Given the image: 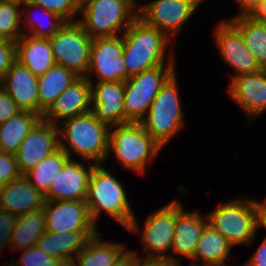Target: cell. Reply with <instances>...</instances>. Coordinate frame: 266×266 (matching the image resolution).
<instances>
[{
	"instance_id": "74e56055",
	"label": "cell",
	"mask_w": 266,
	"mask_h": 266,
	"mask_svg": "<svg viewBox=\"0 0 266 266\" xmlns=\"http://www.w3.org/2000/svg\"><path fill=\"white\" fill-rule=\"evenodd\" d=\"M16 61V42L0 39V81Z\"/></svg>"
},
{
	"instance_id": "9a60e30c",
	"label": "cell",
	"mask_w": 266,
	"mask_h": 266,
	"mask_svg": "<svg viewBox=\"0 0 266 266\" xmlns=\"http://www.w3.org/2000/svg\"><path fill=\"white\" fill-rule=\"evenodd\" d=\"M58 148V126L41 119L27 134L15 153L20 172L24 174L34 168Z\"/></svg>"
},
{
	"instance_id": "5b68a950",
	"label": "cell",
	"mask_w": 266,
	"mask_h": 266,
	"mask_svg": "<svg viewBox=\"0 0 266 266\" xmlns=\"http://www.w3.org/2000/svg\"><path fill=\"white\" fill-rule=\"evenodd\" d=\"M80 13L77 22L91 38L113 37L138 17V5L131 0H81Z\"/></svg>"
},
{
	"instance_id": "3957f363",
	"label": "cell",
	"mask_w": 266,
	"mask_h": 266,
	"mask_svg": "<svg viewBox=\"0 0 266 266\" xmlns=\"http://www.w3.org/2000/svg\"><path fill=\"white\" fill-rule=\"evenodd\" d=\"M104 167L95 165L89 177L86 202L91 219L98 225L104 210L126 229L135 214L122 182Z\"/></svg>"
},
{
	"instance_id": "603a6c76",
	"label": "cell",
	"mask_w": 266,
	"mask_h": 266,
	"mask_svg": "<svg viewBox=\"0 0 266 266\" xmlns=\"http://www.w3.org/2000/svg\"><path fill=\"white\" fill-rule=\"evenodd\" d=\"M99 231H75L51 233L46 231L36 245L48 256L58 260L72 261L85 247L87 242Z\"/></svg>"
},
{
	"instance_id": "d6a6232c",
	"label": "cell",
	"mask_w": 266,
	"mask_h": 266,
	"mask_svg": "<svg viewBox=\"0 0 266 266\" xmlns=\"http://www.w3.org/2000/svg\"><path fill=\"white\" fill-rule=\"evenodd\" d=\"M21 3L0 1V38L17 42L20 33Z\"/></svg>"
},
{
	"instance_id": "ab89813d",
	"label": "cell",
	"mask_w": 266,
	"mask_h": 266,
	"mask_svg": "<svg viewBox=\"0 0 266 266\" xmlns=\"http://www.w3.org/2000/svg\"><path fill=\"white\" fill-rule=\"evenodd\" d=\"M243 266H266V235L253 256Z\"/></svg>"
},
{
	"instance_id": "d4e9b609",
	"label": "cell",
	"mask_w": 266,
	"mask_h": 266,
	"mask_svg": "<svg viewBox=\"0 0 266 266\" xmlns=\"http://www.w3.org/2000/svg\"><path fill=\"white\" fill-rule=\"evenodd\" d=\"M232 248L233 246L220 232L207 224L189 266L223 265L230 258Z\"/></svg>"
},
{
	"instance_id": "7dc6e473",
	"label": "cell",
	"mask_w": 266,
	"mask_h": 266,
	"mask_svg": "<svg viewBox=\"0 0 266 266\" xmlns=\"http://www.w3.org/2000/svg\"><path fill=\"white\" fill-rule=\"evenodd\" d=\"M0 1H9V2H17V3H23L25 0H0Z\"/></svg>"
},
{
	"instance_id": "4fadbf2b",
	"label": "cell",
	"mask_w": 266,
	"mask_h": 266,
	"mask_svg": "<svg viewBox=\"0 0 266 266\" xmlns=\"http://www.w3.org/2000/svg\"><path fill=\"white\" fill-rule=\"evenodd\" d=\"M216 25L213 40L223 62L235 71L231 80L240 75L261 71L262 67L243 41L241 34L227 20L223 19Z\"/></svg>"
},
{
	"instance_id": "8d00e7d4",
	"label": "cell",
	"mask_w": 266,
	"mask_h": 266,
	"mask_svg": "<svg viewBox=\"0 0 266 266\" xmlns=\"http://www.w3.org/2000/svg\"><path fill=\"white\" fill-rule=\"evenodd\" d=\"M16 218V215H13L5 209L0 208V252L10 246Z\"/></svg>"
},
{
	"instance_id": "7a4b0ae2",
	"label": "cell",
	"mask_w": 266,
	"mask_h": 266,
	"mask_svg": "<svg viewBox=\"0 0 266 266\" xmlns=\"http://www.w3.org/2000/svg\"><path fill=\"white\" fill-rule=\"evenodd\" d=\"M58 129L59 147L70 158L74 153L95 165L107 161L110 127L101 123L91 111L62 121Z\"/></svg>"
},
{
	"instance_id": "1f68e13d",
	"label": "cell",
	"mask_w": 266,
	"mask_h": 266,
	"mask_svg": "<svg viewBox=\"0 0 266 266\" xmlns=\"http://www.w3.org/2000/svg\"><path fill=\"white\" fill-rule=\"evenodd\" d=\"M71 158L59 147L55 152L42 159L34 168L24 173V177L43 195L52 181L59 175Z\"/></svg>"
},
{
	"instance_id": "ffe728a7",
	"label": "cell",
	"mask_w": 266,
	"mask_h": 266,
	"mask_svg": "<svg viewBox=\"0 0 266 266\" xmlns=\"http://www.w3.org/2000/svg\"><path fill=\"white\" fill-rule=\"evenodd\" d=\"M91 111V82L80 77L54 101L42 119L54 125ZM61 121V122H60Z\"/></svg>"
},
{
	"instance_id": "7bdbcfd3",
	"label": "cell",
	"mask_w": 266,
	"mask_h": 266,
	"mask_svg": "<svg viewBox=\"0 0 266 266\" xmlns=\"http://www.w3.org/2000/svg\"><path fill=\"white\" fill-rule=\"evenodd\" d=\"M139 266H182L171 259H141Z\"/></svg>"
},
{
	"instance_id": "7402d4cb",
	"label": "cell",
	"mask_w": 266,
	"mask_h": 266,
	"mask_svg": "<svg viewBox=\"0 0 266 266\" xmlns=\"http://www.w3.org/2000/svg\"><path fill=\"white\" fill-rule=\"evenodd\" d=\"M45 201L24 175L0 187V208L16 216L42 209Z\"/></svg>"
},
{
	"instance_id": "681fc988",
	"label": "cell",
	"mask_w": 266,
	"mask_h": 266,
	"mask_svg": "<svg viewBox=\"0 0 266 266\" xmlns=\"http://www.w3.org/2000/svg\"><path fill=\"white\" fill-rule=\"evenodd\" d=\"M200 266H203V265H200ZM204 266H228L226 264H223V265H204ZM231 266V265H230Z\"/></svg>"
},
{
	"instance_id": "2e32d148",
	"label": "cell",
	"mask_w": 266,
	"mask_h": 266,
	"mask_svg": "<svg viewBox=\"0 0 266 266\" xmlns=\"http://www.w3.org/2000/svg\"><path fill=\"white\" fill-rule=\"evenodd\" d=\"M73 159V160H72ZM71 158L52 181L45 200L53 201H82L86 200L88 181L94 163L87 161V166Z\"/></svg>"
},
{
	"instance_id": "ba28073f",
	"label": "cell",
	"mask_w": 266,
	"mask_h": 266,
	"mask_svg": "<svg viewBox=\"0 0 266 266\" xmlns=\"http://www.w3.org/2000/svg\"><path fill=\"white\" fill-rule=\"evenodd\" d=\"M175 65L144 70L124 81L125 124L141 123L161 87L176 72Z\"/></svg>"
},
{
	"instance_id": "836d02e7",
	"label": "cell",
	"mask_w": 266,
	"mask_h": 266,
	"mask_svg": "<svg viewBox=\"0 0 266 266\" xmlns=\"http://www.w3.org/2000/svg\"><path fill=\"white\" fill-rule=\"evenodd\" d=\"M24 2L40 5L46 10L61 16L66 22H75L80 14L81 0H25Z\"/></svg>"
},
{
	"instance_id": "e0dca14e",
	"label": "cell",
	"mask_w": 266,
	"mask_h": 266,
	"mask_svg": "<svg viewBox=\"0 0 266 266\" xmlns=\"http://www.w3.org/2000/svg\"><path fill=\"white\" fill-rule=\"evenodd\" d=\"M91 112L110 128L125 124L124 81L92 82Z\"/></svg>"
},
{
	"instance_id": "f907efd6",
	"label": "cell",
	"mask_w": 266,
	"mask_h": 266,
	"mask_svg": "<svg viewBox=\"0 0 266 266\" xmlns=\"http://www.w3.org/2000/svg\"><path fill=\"white\" fill-rule=\"evenodd\" d=\"M262 204L266 206V198L264 199V201H262Z\"/></svg>"
},
{
	"instance_id": "8992f818",
	"label": "cell",
	"mask_w": 266,
	"mask_h": 266,
	"mask_svg": "<svg viewBox=\"0 0 266 266\" xmlns=\"http://www.w3.org/2000/svg\"><path fill=\"white\" fill-rule=\"evenodd\" d=\"M162 149L141 123L110 128L108 155L114 153L123 168L139 175H145L148 162L154 161Z\"/></svg>"
},
{
	"instance_id": "ac0fdd59",
	"label": "cell",
	"mask_w": 266,
	"mask_h": 266,
	"mask_svg": "<svg viewBox=\"0 0 266 266\" xmlns=\"http://www.w3.org/2000/svg\"><path fill=\"white\" fill-rule=\"evenodd\" d=\"M208 224V217L202 216L198 210L186 211L179 200H177V217L172 241L170 259L181 264L182 259L176 256L187 257L191 260L197 249L200 236ZM174 255V257H173Z\"/></svg>"
},
{
	"instance_id": "44dd1931",
	"label": "cell",
	"mask_w": 266,
	"mask_h": 266,
	"mask_svg": "<svg viewBox=\"0 0 266 266\" xmlns=\"http://www.w3.org/2000/svg\"><path fill=\"white\" fill-rule=\"evenodd\" d=\"M2 88L22 111L39 114L38 77L17 60L0 81Z\"/></svg>"
},
{
	"instance_id": "8fae6325",
	"label": "cell",
	"mask_w": 266,
	"mask_h": 266,
	"mask_svg": "<svg viewBox=\"0 0 266 266\" xmlns=\"http://www.w3.org/2000/svg\"><path fill=\"white\" fill-rule=\"evenodd\" d=\"M204 0H153L138 5V17L169 39L176 38Z\"/></svg>"
},
{
	"instance_id": "5bb4252c",
	"label": "cell",
	"mask_w": 266,
	"mask_h": 266,
	"mask_svg": "<svg viewBox=\"0 0 266 266\" xmlns=\"http://www.w3.org/2000/svg\"><path fill=\"white\" fill-rule=\"evenodd\" d=\"M43 208L48 232L98 231L97 224L91 219L86 200H46Z\"/></svg>"
},
{
	"instance_id": "816d5d0a",
	"label": "cell",
	"mask_w": 266,
	"mask_h": 266,
	"mask_svg": "<svg viewBox=\"0 0 266 266\" xmlns=\"http://www.w3.org/2000/svg\"><path fill=\"white\" fill-rule=\"evenodd\" d=\"M135 5H137V1L136 0H131Z\"/></svg>"
},
{
	"instance_id": "60d3db41",
	"label": "cell",
	"mask_w": 266,
	"mask_h": 266,
	"mask_svg": "<svg viewBox=\"0 0 266 266\" xmlns=\"http://www.w3.org/2000/svg\"><path fill=\"white\" fill-rule=\"evenodd\" d=\"M141 259L137 251L126 249L112 266H139Z\"/></svg>"
},
{
	"instance_id": "f35d334b",
	"label": "cell",
	"mask_w": 266,
	"mask_h": 266,
	"mask_svg": "<svg viewBox=\"0 0 266 266\" xmlns=\"http://www.w3.org/2000/svg\"><path fill=\"white\" fill-rule=\"evenodd\" d=\"M21 111L16 102L0 85V124L6 122Z\"/></svg>"
},
{
	"instance_id": "ee69618b",
	"label": "cell",
	"mask_w": 266,
	"mask_h": 266,
	"mask_svg": "<svg viewBox=\"0 0 266 266\" xmlns=\"http://www.w3.org/2000/svg\"><path fill=\"white\" fill-rule=\"evenodd\" d=\"M254 21L266 24V0H263L249 15Z\"/></svg>"
},
{
	"instance_id": "cb8c5ba5",
	"label": "cell",
	"mask_w": 266,
	"mask_h": 266,
	"mask_svg": "<svg viewBox=\"0 0 266 266\" xmlns=\"http://www.w3.org/2000/svg\"><path fill=\"white\" fill-rule=\"evenodd\" d=\"M16 60L36 77L56 65L49 39L29 35H22L16 42Z\"/></svg>"
},
{
	"instance_id": "e575fe53",
	"label": "cell",
	"mask_w": 266,
	"mask_h": 266,
	"mask_svg": "<svg viewBox=\"0 0 266 266\" xmlns=\"http://www.w3.org/2000/svg\"><path fill=\"white\" fill-rule=\"evenodd\" d=\"M20 262L12 261L9 265L5 266H51V263H54L57 259L48 256L43 251L38 248L37 245H34L27 249H22V254L20 255ZM20 263V264H19Z\"/></svg>"
},
{
	"instance_id": "f546056e",
	"label": "cell",
	"mask_w": 266,
	"mask_h": 266,
	"mask_svg": "<svg viewBox=\"0 0 266 266\" xmlns=\"http://www.w3.org/2000/svg\"><path fill=\"white\" fill-rule=\"evenodd\" d=\"M126 250V244L103 241L99 233L92 237L72 260L75 266H112Z\"/></svg>"
},
{
	"instance_id": "277c9868",
	"label": "cell",
	"mask_w": 266,
	"mask_h": 266,
	"mask_svg": "<svg viewBox=\"0 0 266 266\" xmlns=\"http://www.w3.org/2000/svg\"><path fill=\"white\" fill-rule=\"evenodd\" d=\"M262 202L253 199L226 200L212 210L208 224L220 232L232 246L252 245L260 227Z\"/></svg>"
},
{
	"instance_id": "f1b7e54d",
	"label": "cell",
	"mask_w": 266,
	"mask_h": 266,
	"mask_svg": "<svg viewBox=\"0 0 266 266\" xmlns=\"http://www.w3.org/2000/svg\"><path fill=\"white\" fill-rule=\"evenodd\" d=\"M46 232L44 208L17 216L12 232L10 249L22 250L36 245L38 239Z\"/></svg>"
},
{
	"instance_id": "d6986e66",
	"label": "cell",
	"mask_w": 266,
	"mask_h": 266,
	"mask_svg": "<svg viewBox=\"0 0 266 266\" xmlns=\"http://www.w3.org/2000/svg\"><path fill=\"white\" fill-rule=\"evenodd\" d=\"M227 89L246 117L252 119L266 111V76L262 70L234 77Z\"/></svg>"
},
{
	"instance_id": "484cf974",
	"label": "cell",
	"mask_w": 266,
	"mask_h": 266,
	"mask_svg": "<svg viewBox=\"0 0 266 266\" xmlns=\"http://www.w3.org/2000/svg\"><path fill=\"white\" fill-rule=\"evenodd\" d=\"M80 77L65 68L54 65L45 74L38 77L39 114H43L51 107L54 101Z\"/></svg>"
},
{
	"instance_id": "83f0119b",
	"label": "cell",
	"mask_w": 266,
	"mask_h": 266,
	"mask_svg": "<svg viewBox=\"0 0 266 266\" xmlns=\"http://www.w3.org/2000/svg\"><path fill=\"white\" fill-rule=\"evenodd\" d=\"M41 119L38 113L21 111L0 124V151L15 154L24 138Z\"/></svg>"
},
{
	"instance_id": "c3c4849f",
	"label": "cell",
	"mask_w": 266,
	"mask_h": 266,
	"mask_svg": "<svg viewBox=\"0 0 266 266\" xmlns=\"http://www.w3.org/2000/svg\"><path fill=\"white\" fill-rule=\"evenodd\" d=\"M262 71H263V73H264L265 76H266V64L262 67Z\"/></svg>"
},
{
	"instance_id": "f6af8a7d",
	"label": "cell",
	"mask_w": 266,
	"mask_h": 266,
	"mask_svg": "<svg viewBox=\"0 0 266 266\" xmlns=\"http://www.w3.org/2000/svg\"><path fill=\"white\" fill-rule=\"evenodd\" d=\"M263 226L266 229V206L262 204L260 212V227Z\"/></svg>"
},
{
	"instance_id": "4dcf8cb0",
	"label": "cell",
	"mask_w": 266,
	"mask_h": 266,
	"mask_svg": "<svg viewBox=\"0 0 266 266\" xmlns=\"http://www.w3.org/2000/svg\"><path fill=\"white\" fill-rule=\"evenodd\" d=\"M240 34L261 67L266 64V24L249 16L226 19Z\"/></svg>"
},
{
	"instance_id": "d590c367",
	"label": "cell",
	"mask_w": 266,
	"mask_h": 266,
	"mask_svg": "<svg viewBox=\"0 0 266 266\" xmlns=\"http://www.w3.org/2000/svg\"><path fill=\"white\" fill-rule=\"evenodd\" d=\"M22 175L15 154L0 151V187Z\"/></svg>"
},
{
	"instance_id": "6da1fadb",
	"label": "cell",
	"mask_w": 266,
	"mask_h": 266,
	"mask_svg": "<svg viewBox=\"0 0 266 266\" xmlns=\"http://www.w3.org/2000/svg\"><path fill=\"white\" fill-rule=\"evenodd\" d=\"M123 58L127 69V80L161 65H175L174 54L165 55L170 45L169 39L156 27L147 25L141 18L137 17L128 29L122 34ZM172 54V55H171Z\"/></svg>"
},
{
	"instance_id": "52a82bcc",
	"label": "cell",
	"mask_w": 266,
	"mask_h": 266,
	"mask_svg": "<svg viewBox=\"0 0 266 266\" xmlns=\"http://www.w3.org/2000/svg\"><path fill=\"white\" fill-rule=\"evenodd\" d=\"M176 72L161 87L141 122L150 136L163 148L184 126V111Z\"/></svg>"
},
{
	"instance_id": "9c48e42d",
	"label": "cell",
	"mask_w": 266,
	"mask_h": 266,
	"mask_svg": "<svg viewBox=\"0 0 266 266\" xmlns=\"http://www.w3.org/2000/svg\"><path fill=\"white\" fill-rule=\"evenodd\" d=\"M177 217V200L169 202L158 210L150 213L145 219L142 229L134 216L126 228L131 233H139L144 245L145 257L142 259H170L173 234Z\"/></svg>"
},
{
	"instance_id": "7c38bea8",
	"label": "cell",
	"mask_w": 266,
	"mask_h": 266,
	"mask_svg": "<svg viewBox=\"0 0 266 266\" xmlns=\"http://www.w3.org/2000/svg\"><path fill=\"white\" fill-rule=\"evenodd\" d=\"M97 81H126L127 69L123 58V37L93 38L90 64L85 76L91 83Z\"/></svg>"
},
{
	"instance_id": "30bf717a",
	"label": "cell",
	"mask_w": 266,
	"mask_h": 266,
	"mask_svg": "<svg viewBox=\"0 0 266 266\" xmlns=\"http://www.w3.org/2000/svg\"><path fill=\"white\" fill-rule=\"evenodd\" d=\"M93 38L75 22H66L49 38L57 65L72 70L79 77H85L89 64Z\"/></svg>"
},
{
	"instance_id": "4316f807",
	"label": "cell",
	"mask_w": 266,
	"mask_h": 266,
	"mask_svg": "<svg viewBox=\"0 0 266 266\" xmlns=\"http://www.w3.org/2000/svg\"><path fill=\"white\" fill-rule=\"evenodd\" d=\"M22 12H21V21H20V33L21 35H29L36 38H47L49 39L52 37L55 33H57L62 26L66 23V21L59 15L50 12L49 10L44 9L40 5L23 2L22 3ZM39 10H41V14L45 13L43 16L47 17V20L49 22L46 24L47 20L43 21L44 17L37 16L34 14ZM38 9V10H37ZM27 12L25 16H23V12ZM40 12V11H39ZM25 17L24 19H22ZM46 21V22H45ZM29 26V27H28ZM28 28V32L26 30ZM26 30V31H25ZM30 31V32H29Z\"/></svg>"
},
{
	"instance_id": "bcb514c9",
	"label": "cell",
	"mask_w": 266,
	"mask_h": 266,
	"mask_svg": "<svg viewBox=\"0 0 266 266\" xmlns=\"http://www.w3.org/2000/svg\"><path fill=\"white\" fill-rule=\"evenodd\" d=\"M72 261L69 260H56L54 263H51V266H70Z\"/></svg>"
},
{
	"instance_id": "b9f144b4",
	"label": "cell",
	"mask_w": 266,
	"mask_h": 266,
	"mask_svg": "<svg viewBox=\"0 0 266 266\" xmlns=\"http://www.w3.org/2000/svg\"><path fill=\"white\" fill-rule=\"evenodd\" d=\"M237 3L239 14L236 16H249L263 0H234Z\"/></svg>"
}]
</instances>
